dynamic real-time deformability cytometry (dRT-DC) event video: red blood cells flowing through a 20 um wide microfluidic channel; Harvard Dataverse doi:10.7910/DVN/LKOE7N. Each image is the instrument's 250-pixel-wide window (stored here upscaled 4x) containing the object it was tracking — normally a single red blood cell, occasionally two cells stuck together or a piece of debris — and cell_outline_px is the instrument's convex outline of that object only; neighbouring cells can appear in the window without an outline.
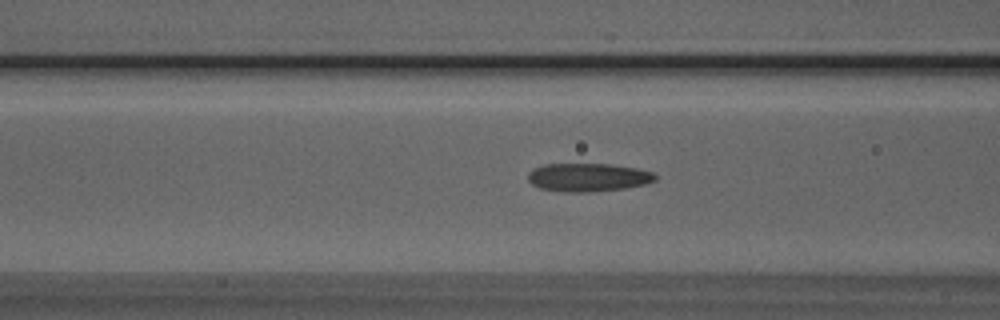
{"species": "Egyptian fruit bat (a non-hibernating species)", "species_latin": "Rousettus aegyptiacus", "temperature_condition": "room temperature", "stored_images_in_passage": 41, "camera_frame_rate_fps": 3000, "um_per_image_px": 0.085, "animal": {"sex": "male"}, "frame": {"image": 1, "passage_image": 14, "time_ms": 4.333, "image_size_px": [1000, 320], "cell_outline_px": [[656, 180], [644, 184], [624, 188], [592, 192], [564, 192], [540, 188], [532, 184], [528, 180], [528, 172], [532, 168], [544, 164], [608, 164], [636, 168], [652, 172], [656, 176]], "centroid_in_image_um": [49.94, 15.07], "position_along_channel_um": 116.7, "area_um2": 20.98}}
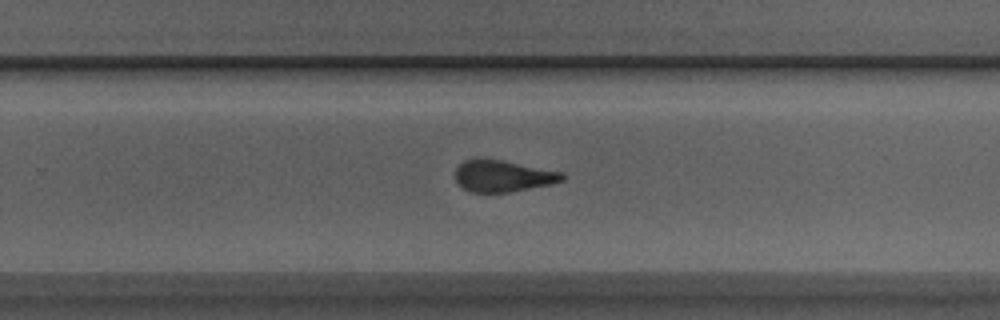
{"frame": {"image": 2, "passage_image": 27, "time_ms": 8.667, "image_size_px": [1000, 320], "cell_outline_px": [[564, 180], [548, 184], [508, 192], [472, 192], [464, 188], [456, 180], [456, 168], [464, 160], [500, 160], [564, 172]], "centroid_in_image_um": [42.76, 14.97], "position_along_channel_um": 287.0, "area_um2": 19.07}}
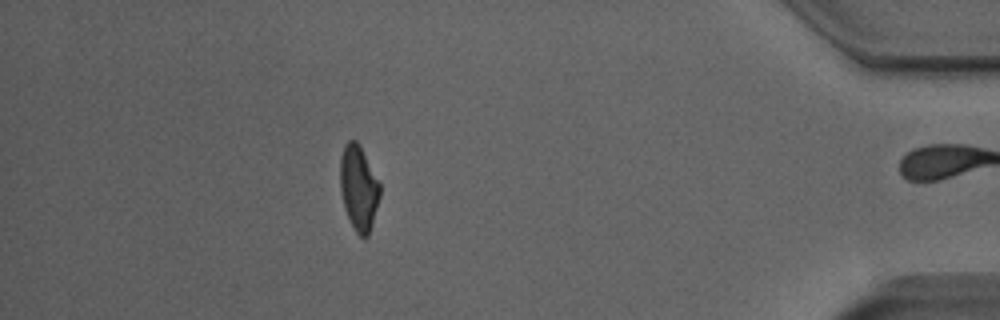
{"frame": {"image": 3, "passage_image": 40, "time_ms": 13.0, "image_size_px": [1000, 320], "cell_outline_px": [[380, 196], [372, 224], [368, 236], [360, 236], [356, 232], [344, 208], [340, 192], [340, 156], [344, 144], [348, 140], [356, 140], [360, 144], [380, 184]], "centroid_in_image_um": [30.47, 15.93], "position_along_channel_um": 404.7, "area_um2": 19.71}, "authors_computed_cell_mechanics": {"area_um2": 20.5768, "velocity_mm_per_s": 3.9367, "shape_relaxation_time_tau1_ms": 10.1585, "shape_relaxation_time_tau2_ms": 1.8525, "deformation_change_tau1": 0.2238, "deformation_change_tau2": 0.1078}}